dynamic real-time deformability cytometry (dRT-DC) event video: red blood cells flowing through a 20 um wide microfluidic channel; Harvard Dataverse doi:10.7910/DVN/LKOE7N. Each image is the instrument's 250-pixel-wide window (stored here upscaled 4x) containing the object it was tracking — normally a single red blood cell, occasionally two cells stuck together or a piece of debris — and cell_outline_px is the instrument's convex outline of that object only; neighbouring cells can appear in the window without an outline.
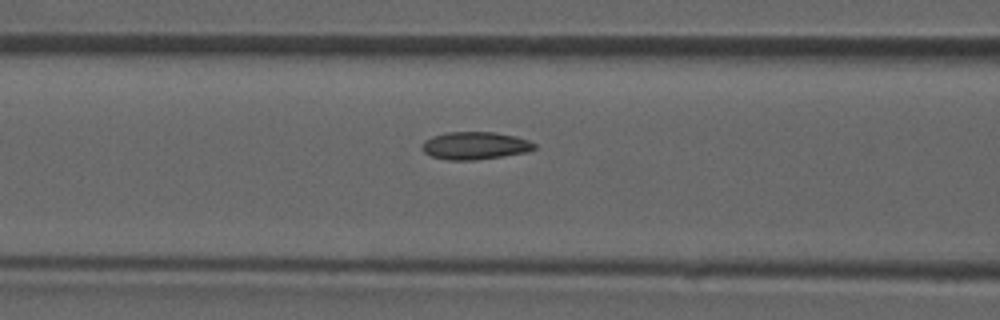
{"species": "common noctule bat (a hibernating species)", "species_latin": "Nyctalus noctula", "temperature_condition": "room temperature", "stored_images_in_passage": 34, "camera_frame_rate_fps": 3000, "um_per_image_px": 0.085, "animal": {"sex": "male", "forearm_length_mm": 52.5}, "frame": {"image": 1, "passage_image": 6, "time_ms": 1.667, "image_size_px": [1000, 320], "cell_outline_px": [[536, 148], [528, 152], [476, 160], [448, 160], [432, 156], [424, 152], [420, 148], [420, 144], [424, 140], [432, 136], [448, 132], [492, 132], [516, 136], [528, 140], [536, 144]], "centroid_in_image_um": [40.35, 12.38], "position_along_channel_um": 126.2, "area_um2": 18.21}}